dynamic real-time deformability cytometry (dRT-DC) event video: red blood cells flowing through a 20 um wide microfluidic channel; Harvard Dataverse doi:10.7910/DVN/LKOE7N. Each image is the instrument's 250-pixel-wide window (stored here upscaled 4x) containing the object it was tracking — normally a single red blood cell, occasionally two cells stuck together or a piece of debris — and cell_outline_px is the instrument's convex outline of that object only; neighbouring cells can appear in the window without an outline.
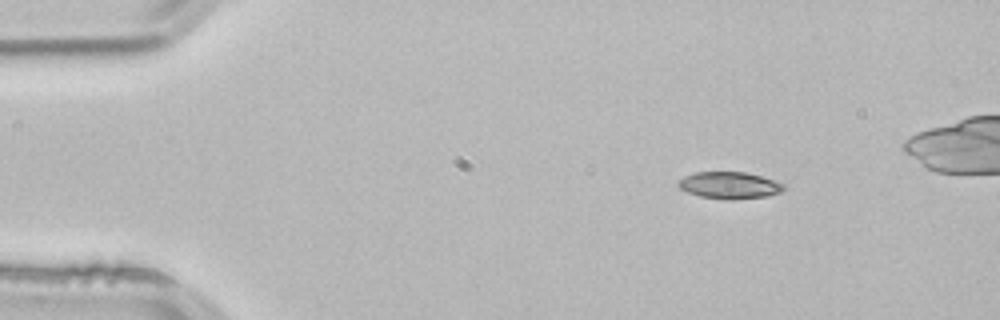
{"species": "common noctule bat (a hibernating species)", "species_latin": "Nyctalus noctula", "temperature_condition": "room temperature", "stored_images_in_passage": 3, "camera_frame_rate_fps": 3000, "um_per_image_px": 0.085, "animal": {"sex": "male", "body_mass_g": 21.5, "forearm_length_mm": 52.0}, "frame": {"image": 1, "passage_image": 1, "time_ms": 0.0, "image_size_px": [1000, 320], "cell_outline_px": [[784, 188], [780, 192], [768, 196], [732, 200], [728, 200], [700, 196], [688, 192], [680, 188], [676, 184], [684, 176], [696, 172], [744, 172], [776, 180], [784, 184]], "centroid_in_image_um": [62.01, 15.75], "position_along_channel_um": 23.0, "area_um2": 16.47}}